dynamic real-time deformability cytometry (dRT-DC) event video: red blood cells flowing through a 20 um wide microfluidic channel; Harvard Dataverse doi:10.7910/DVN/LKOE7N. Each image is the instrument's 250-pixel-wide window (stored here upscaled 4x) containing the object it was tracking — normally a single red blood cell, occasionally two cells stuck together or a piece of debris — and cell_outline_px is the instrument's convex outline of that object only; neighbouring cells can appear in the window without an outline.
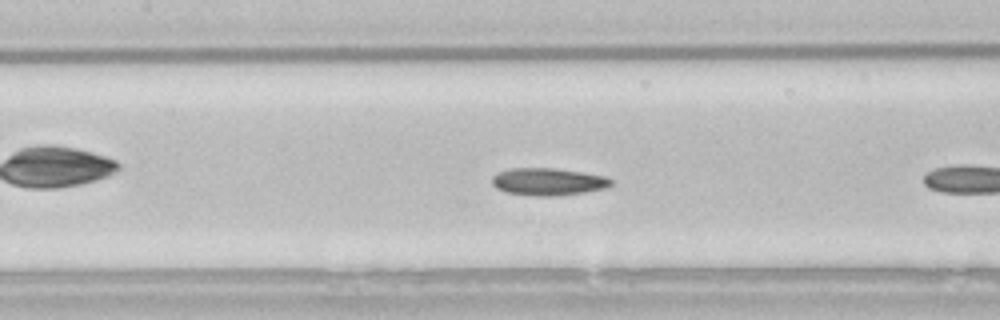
{"species": "common noctule bat (a hibernating species)", "species_latin": "Nyctalus noctula", "temperature_condition": "room temperature", "stored_images_in_passage": 7, "camera_frame_rate_fps": 3000, "um_per_image_px": 0.085, "animal": {"sex": "male", "body_mass_g": 21.5, "forearm_length_mm": 52.0}, "frame": {"image": 1, "passage_image": 6, "time_ms": 1.667, "image_size_px": [1000, 320], "cell_outline_px": [[612, 184], [604, 188], [584, 192], [552, 196], [536, 196], [504, 192], [496, 188], [492, 184], [492, 176], [500, 172], [512, 168], [552, 168], [580, 172], [604, 176], [612, 180]], "centroid_in_image_um": [46.54, 15.45], "position_along_channel_um": 160.9, "area_um2": 18.73}}